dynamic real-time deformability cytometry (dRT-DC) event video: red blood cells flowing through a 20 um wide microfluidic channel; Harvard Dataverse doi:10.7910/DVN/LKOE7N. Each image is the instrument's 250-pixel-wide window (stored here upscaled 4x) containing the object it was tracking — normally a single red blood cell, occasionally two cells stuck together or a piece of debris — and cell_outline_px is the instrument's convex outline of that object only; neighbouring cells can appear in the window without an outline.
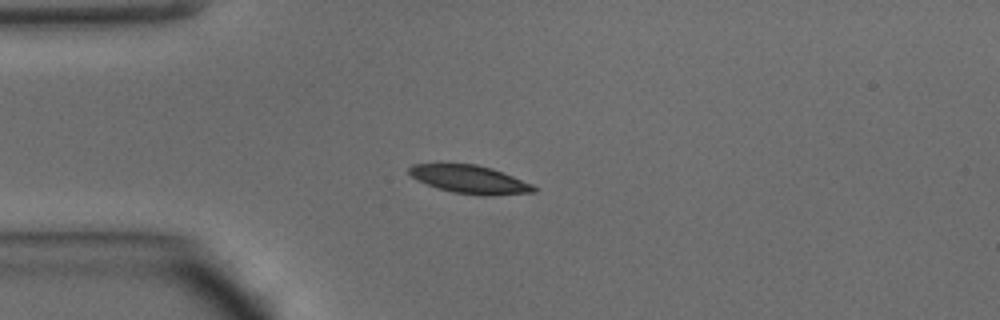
{"species": "common noctule bat (a hibernating species)", "species_latin": "Nyctalus noctula", "temperature_condition": "warm", "stored_images_in_passage": 46, "camera_frame_rate_fps": 3000, "um_per_image_px": 0.085, "animal": {"sex": "male", "body_mass_g": 15.6}, "frame": {"image": 1, "passage_image": 11, "time_ms": 3.333, "image_size_px": [1000, 320], "cell_outline_px": [[536, 192], [492, 196], [484, 196], [452, 192], [428, 184], [412, 176], [408, 172], [408, 168], [412, 164], [476, 164], [492, 168], [532, 184], [536, 188]], "centroid_in_image_um": [39.97, 15.25], "position_along_channel_um": 45.0, "area_um2": 20.23}}
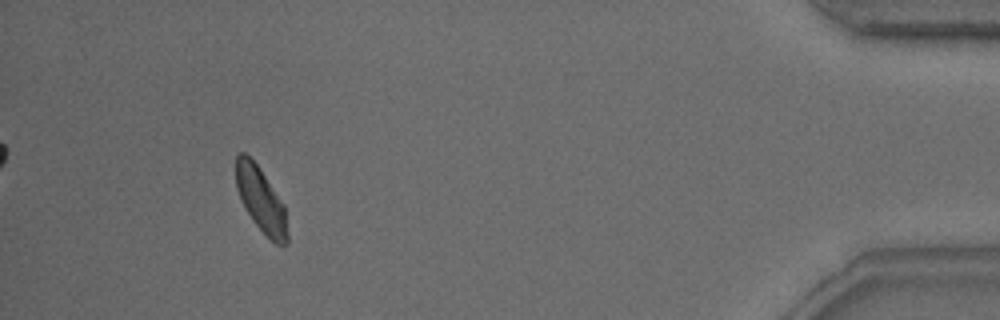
{"frame": {"image": 2, "passage_image": 43, "time_ms": 14.0, "image_size_px": [1000, 320], "cell_outline_px": [[288, 244], [276, 244], [252, 220], [244, 208], [236, 188], [236, 156], [240, 152], [244, 152], [256, 164], [284, 204], [288, 232]], "centroid_in_image_um": [22.17, 16.99], "position_along_channel_um": 413.0, "area_um2": 19.13}, "authors_computed_cell_mechanics": {"area_um2": 19.941, "velocity_mm_per_s": 4.2053, "shape_relaxation_time_tau1_ms": 2.6823, "shape_relaxation_time_tau2_ms": 4.6467, "deformation_change_tau1": 0.1019, "deformation_change_tau2": 0.0907}}